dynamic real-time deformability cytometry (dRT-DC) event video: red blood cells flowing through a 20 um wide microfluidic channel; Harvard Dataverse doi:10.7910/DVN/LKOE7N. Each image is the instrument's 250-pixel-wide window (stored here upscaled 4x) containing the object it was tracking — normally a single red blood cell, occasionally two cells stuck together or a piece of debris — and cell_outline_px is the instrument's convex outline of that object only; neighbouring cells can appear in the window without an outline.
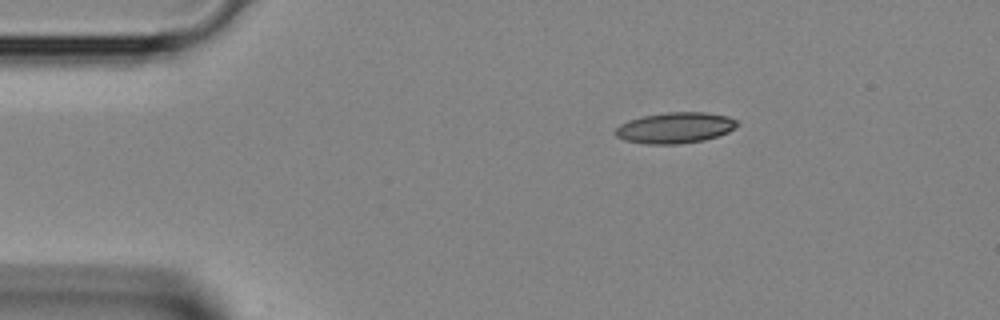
{"species": "Egyptian fruit bat (a non-hibernating species)", "species_latin": "Rousettus aegyptiacus", "temperature_condition": "room temperature", "stored_images_in_passage": 2, "segment_of_instrument_passage": [1, 2], "camera_frame_rate_fps": 3000, "um_per_image_px": 0.085, "animal": {"sex": "female"}, "frame": {"image": 1, "passage_image": 1, "time_ms": 0.0, "image_size_px": [1000, 320], "cell_outline_px": [[740, 124], [736, 128], [728, 132], [704, 140], [680, 144], [644, 144], [624, 140], [616, 136], [612, 132], [620, 124], [628, 120], [644, 116], [668, 112], [704, 112], [728, 116], [736, 120]], "centroid_in_image_um": [57.37, 10.87], "position_along_channel_um": 27.6, "area_um2": 22.08}}